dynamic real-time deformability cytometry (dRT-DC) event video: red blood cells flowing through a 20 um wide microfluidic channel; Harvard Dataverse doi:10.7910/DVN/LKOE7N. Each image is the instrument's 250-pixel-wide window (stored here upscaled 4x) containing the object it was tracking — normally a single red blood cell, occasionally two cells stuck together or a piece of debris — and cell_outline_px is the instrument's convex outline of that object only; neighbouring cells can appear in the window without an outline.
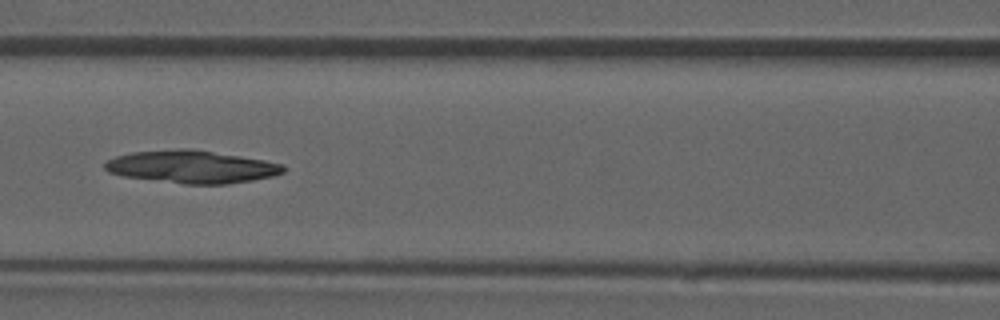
{"species": "common noctule bat (a hibernating species)", "species_latin": "Nyctalus noctula", "temperature_condition": "room temperature", "stored_images_in_passage": 52, "camera_frame_rate_fps": 3000, "um_per_image_px": 0.085, "animal": {"sex": "male", "forearm_length_mm": 52.5}, "frame": {"image": 1, "passage_image": 23, "time_ms": 7.333, "image_size_px": [1000, 320], "cell_outline_px": [[288, 168], [284, 172], [272, 176], [252, 180], [228, 184], [184, 184], [124, 176], [108, 172], [104, 168], [104, 164], [108, 160], [116, 156], [132, 152], [180, 148], [188, 148], [240, 156], [264, 160], [284, 164]], "centroid_in_image_um": [16.31, 14.17], "position_along_channel_um": 150.3, "area_um2": 33.93}}